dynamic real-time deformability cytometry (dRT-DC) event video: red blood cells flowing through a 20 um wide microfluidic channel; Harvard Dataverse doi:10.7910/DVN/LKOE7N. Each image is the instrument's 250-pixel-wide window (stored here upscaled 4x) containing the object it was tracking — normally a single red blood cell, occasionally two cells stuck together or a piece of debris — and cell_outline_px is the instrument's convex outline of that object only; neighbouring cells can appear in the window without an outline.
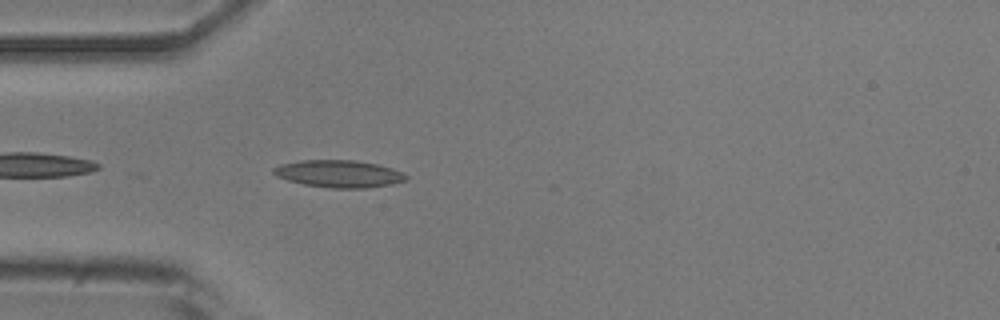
{"species": "common noctule bat (a hibernating species)", "species_latin": "Nyctalus noctula", "temperature_condition": "room temperature", "stored_images_in_passage": 3, "camera_frame_rate_fps": 3000, "um_per_image_px": 0.085, "animal": {"sex": "male", "body_mass_g": 20.5, "forearm_length_mm": 52.5}, "frame": {"image": 1, "passage_image": 3, "time_ms": 0.667, "image_size_px": [1000, 320], "cell_outline_px": [[408, 180], [392, 184], [364, 188], [332, 188], [304, 184], [288, 180], [276, 176], [272, 172], [272, 168], [280, 164], [300, 160], [356, 160], [376, 164], [392, 168], [408, 176]], "centroid_in_image_um": [28.79, 14.76], "position_along_channel_um": 56.2, "area_um2": 21.04}}